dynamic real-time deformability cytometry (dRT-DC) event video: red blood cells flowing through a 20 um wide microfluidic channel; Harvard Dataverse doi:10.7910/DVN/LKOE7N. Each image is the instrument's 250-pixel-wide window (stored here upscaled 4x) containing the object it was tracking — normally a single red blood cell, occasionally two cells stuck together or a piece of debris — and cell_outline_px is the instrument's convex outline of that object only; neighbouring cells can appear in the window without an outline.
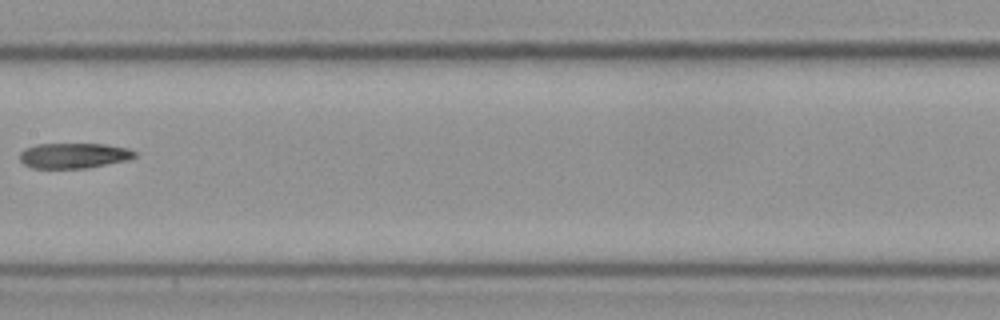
{"species": "Egyptian fruit bat (a non-hibernating species)", "species_latin": "Rousettus aegyptiacus", "temperature_condition": "cold", "stored_images_in_passage": 9, "camera_frame_rate_fps": 3000, "um_per_image_px": 0.085, "frame": {"image": 1, "passage_image": 6, "time_ms": 1.667, "image_size_px": [1000, 320], "cell_outline_px": [[136, 156], [128, 160], [88, 168], [32, 168], [24, 164], [20, 160], [20, 152], [24, 148], [36, 144], [104, 144], [128, 148], [136, 152]], "centroid_in_image_um": [6.27, 13.22], "position_along_channel_um": 201.1, "area_um2": 17.05}}
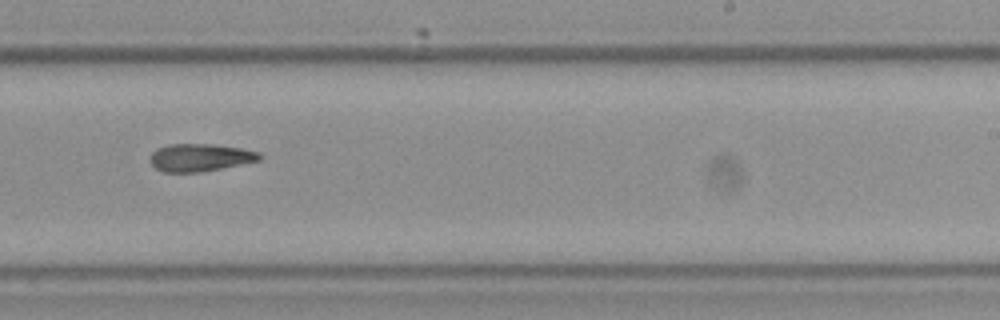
{"frame": {"image": 2, "passage_image": 8, "time_ms": 2.333, "image_size_px": [1000, 320], "cell_outline_px": [[260, 160], [200, 172], [164, 172], [156, 168], [148, 160], [152, 152], [156, 148], [168, 144], [212, 144], [240, 148], [260, 152]], "centroid_in_image_um": [16.95, 13.38], "position_along_channel_um": 272.1, "area_um2": 17.51}}
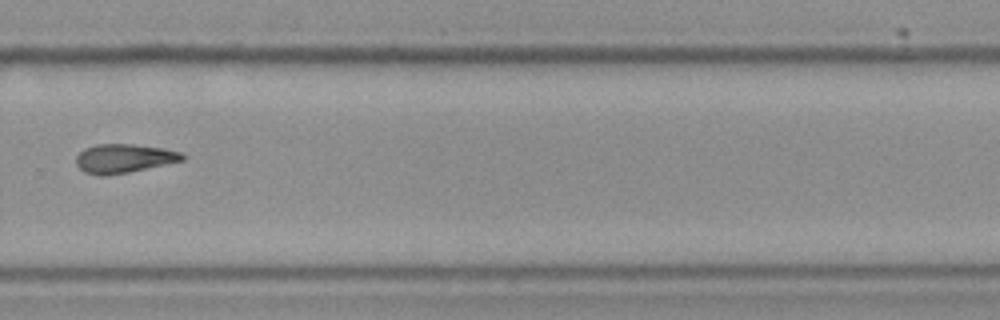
{"frame": {"image": 3, "passage_image": 9, "time_ms": 2.667, "image_size_px": [1000, 320], "cell_outline_px": [[184, 160], [128, 172], [104, 176], [100, 176], [84, 172], [76, 164], [76, 156], [84, 148], [96, 144], [132, 144], [164, 148], [180, 152], [184, 156]], "centroid_in_image_um": [10.49, 13.46], "position_along_channel_um": 319.3, "area_um2": 17.8}}